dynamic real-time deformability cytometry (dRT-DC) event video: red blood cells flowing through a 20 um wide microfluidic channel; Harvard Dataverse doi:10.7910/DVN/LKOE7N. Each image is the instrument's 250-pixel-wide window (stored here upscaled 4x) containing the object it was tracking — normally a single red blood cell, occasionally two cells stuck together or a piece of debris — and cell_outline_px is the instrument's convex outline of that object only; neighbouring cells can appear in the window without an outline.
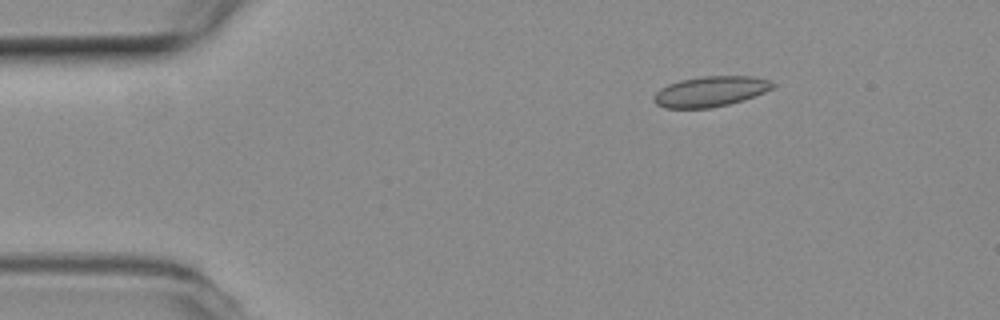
{"species": "common noctule bat (a hibernating species)", "species_latin": "Nyctalus noctula", "temperature_condition": "room temperature", "stored_images_in_passage": 50, "camera_frame_rate_fps": 3000, "um_per_image_px": 0.085, "animal": {"sex": "female", "body_mass_g": 19.3, "forearm_length_mm": 54.1}, "frame": {"image": 1, "passage_image": 4, "time_ms": 1.0, "image_size_px": [1000, 320], "cell_outline_px": [[776, 84], [772, 88], [764, 92], [728, 104], [712, 108], [664, 108], [656, 104], [652, 100], [656, 92], [660, 88], [668, 84], [680, 80], [700, 76], [752, 76], [768, 80]], "centroid_in_image_um": [60.33, 7.77], "position_along_channel_um": 24.7, "area_um2": 20.92}}
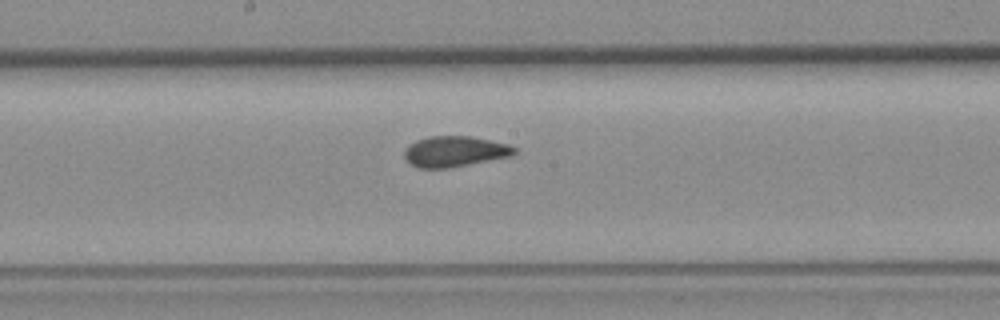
{"frame": {"image": 2, "passage_image": 24, "time_ms": 7.667, "image_size_px": [1000, 320], "cell_outline_px": [[516, 152], [512, 156], [448, 168], [420, 168], [412, 164], [404, 156], [404, 152], [416, 140], [428, 136], [468, 136], [508, 144], [516, 148]], "centroid_in_image_um": [38.68, 12.87], "position_along_channel_um": 209.5, "area_um2": 19.36}}
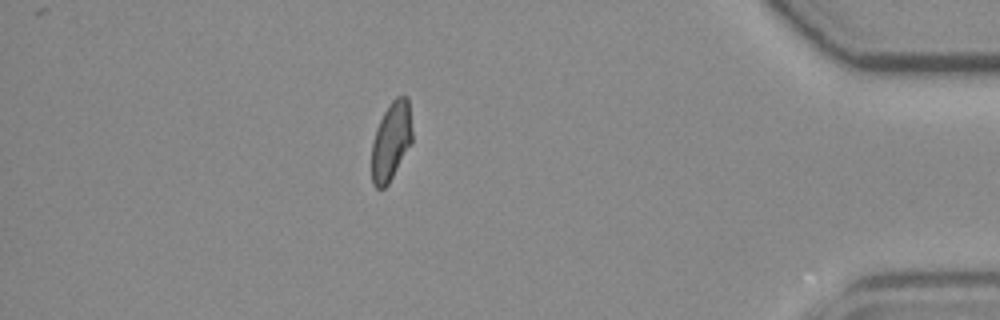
{"frame": {"image": 3, "passage_image": 43, "time_ms": 14.0, "image_size_px": [1000, 320], "cell_outline_px": [[412, 140], [388, 184], [384, 188], [376, 188], [372, 184], [372, 140], [376, 128], [384, 112], [392, 100], [396, 96], [408, 96], [412, 132]], "centroid_in_image_um": [33.23, 11.98], "position_along_channel_um": 402.0, "area_um2": 18.32}, "authors_computed_cell_mechanics": {"area_um2": 19.6809, "velocity_mm_per_s": 3.7753, "shape_relaxation_time_tau1_ms": null, "shape_relaxation_time_tau2_ms": 1.0687, "deformation_change_tau1": null, "deformation_change_tau2": 0.0669}}